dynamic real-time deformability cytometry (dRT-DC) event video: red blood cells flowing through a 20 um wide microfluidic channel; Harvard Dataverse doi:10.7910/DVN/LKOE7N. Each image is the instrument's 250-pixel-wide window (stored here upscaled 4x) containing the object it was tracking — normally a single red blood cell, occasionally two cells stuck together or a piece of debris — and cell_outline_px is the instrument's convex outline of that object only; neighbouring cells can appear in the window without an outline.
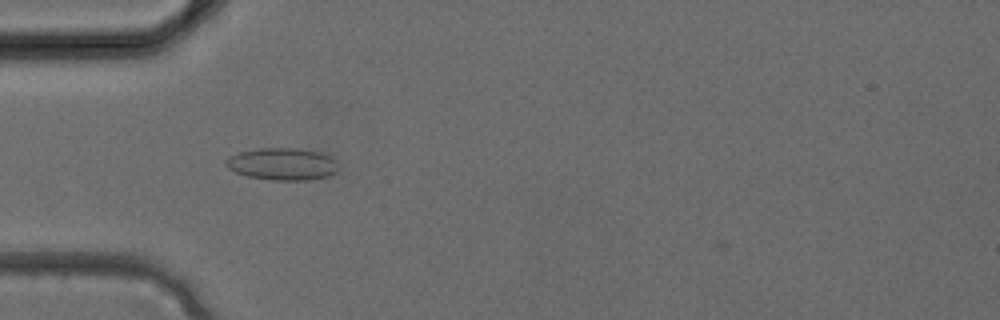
{"species": "common noctule bat (a hibernating species)", "species_latin": "Nyctalus noctula", "temperature_condition": "cold", "stored_images_in_passage": 2, "camera_frame_rate_fps": 3000, "um_per_image_px": 0.085, "animal": {"sex": "female", "body_mass_g": 24.6, "forearm_length_mm": 56.2}, "frame": {"image": 1, "passage_image": 2, "time_ms": 0.333, "image_size_px": [1000, 320], "cell_outline_px": [[340, 168], [336, 172], [328, 176], [308, 180], [272, 180], [248, 176], [236, 172], [228, 168], [224, 164], [224, 160], [228, 156], [240, 152], [260, 148], [296, 148], [320, 152], [336, 160]], "centroid_in_image_um": [24.0, 13.94], "position_along_channel_um": 61.0, "area_um2": 21.21}}